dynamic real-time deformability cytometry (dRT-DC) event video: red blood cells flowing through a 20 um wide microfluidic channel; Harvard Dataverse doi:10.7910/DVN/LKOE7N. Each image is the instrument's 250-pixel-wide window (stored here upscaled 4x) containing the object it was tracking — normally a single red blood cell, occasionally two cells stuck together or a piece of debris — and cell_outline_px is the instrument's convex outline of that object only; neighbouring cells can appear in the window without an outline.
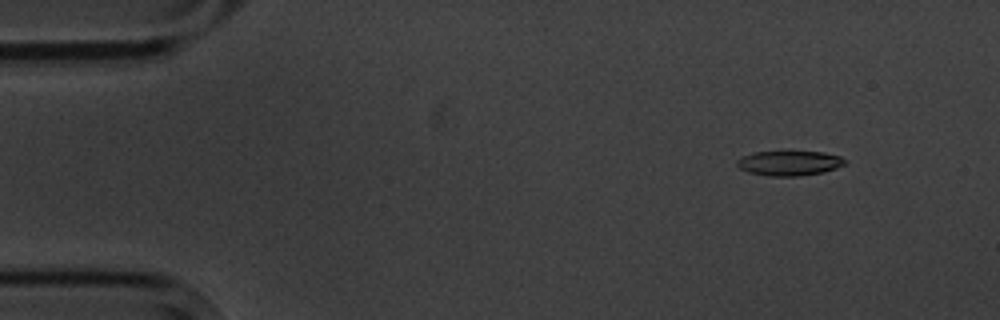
{"species": "common noctule bat (a hibernating species)", "species_latin": "Nyctalus noctula", "temperature_condition": "cold", "stored_images_in_passage": 5, "camera_frame_rate_fps": 3000, "um_per_image_px": 0.085, "animal": {"sex": "male", "body_mass_g": 20.1, "forearm_length_mm": 53.5}, "frame": {"image": 1, "passage_image": 2, "time_ms": 1.333, "image_size_px": [1000, 320], "cell_outline_px": [[844, 164], [836, 168], [824, 172], [796, 176], [768, 176], [748, 172], [740, 168], [736, 164], [736, 160], [740, 156], [752, 152], [824, 152], [840, 156], [844, 160]], "centroid_in_image_um": [67.03, 13.87], "position_along_channel_um": 18.0, "area_um2": 15.55}}
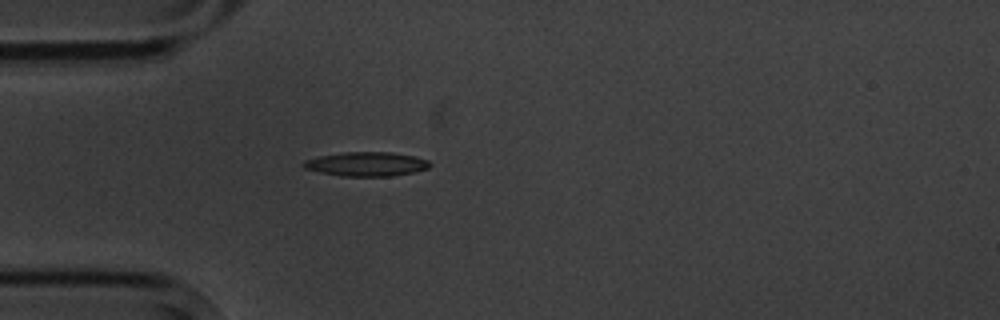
{"frame": {"image": 2, "passage_image": 5, "time_ms": 4.667, "image_size_px": [1000, 320], "cell_outline_px": [[432, 164], [428, 168], [412, 172], [392, 176], [340, 176], [320, 172], [304, 168], [300, 164], [304, 160], [320, 156], [344, 152], [392, 152], [416, 156], [428, 160]], "centroid_in_image_um": [31.14, 13.94], "position_along_channel_um": 53.9, "area_um2": 17.86}}